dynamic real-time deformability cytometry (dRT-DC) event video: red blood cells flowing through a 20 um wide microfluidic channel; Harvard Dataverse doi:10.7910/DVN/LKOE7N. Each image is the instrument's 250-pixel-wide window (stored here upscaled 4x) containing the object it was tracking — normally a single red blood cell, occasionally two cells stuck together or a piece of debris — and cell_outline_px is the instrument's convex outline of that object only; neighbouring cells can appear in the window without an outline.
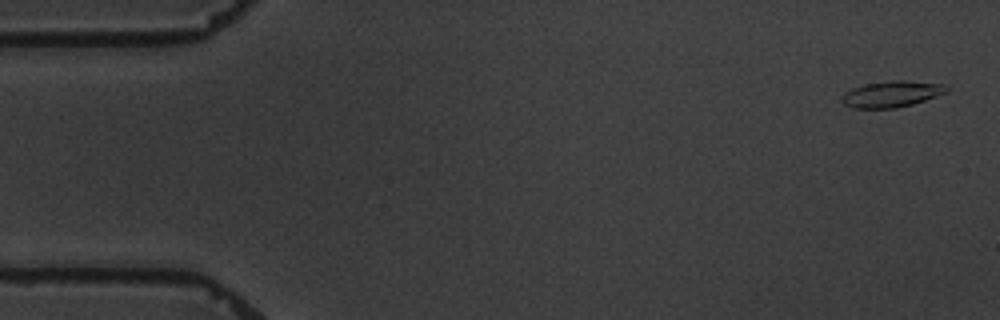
{"species": "common noctule bat (a hibernating species)", "species_latin": "Nyctalus noctula", "temperature_condition": "warm", "stored_images_in_passage": 8, "camera_frame_rate_fps": 3000, "um_per_image_px": 0.085, "animal": {"sex": "male", "body_mass_g": 19.5, "forearm_length_mm": 54.6}, "frame": {"image": 1, "passage_image": 1, "time_ms": 0.0, "image_size_px": [1000, 320], "cell_outline_px": [[948, 92], [912, 104], [896, 108], [852, 108], [844, 104], [840, 100], [840, 96], [844, 92], [852, 88], [864, 84], [892, 80], [900, 80], [944, 84], [948, 88]], "centroid_in_image_um": [75.74, 7.99], "position_along_channel_um": 9.3, "area_um2": 16.01}}
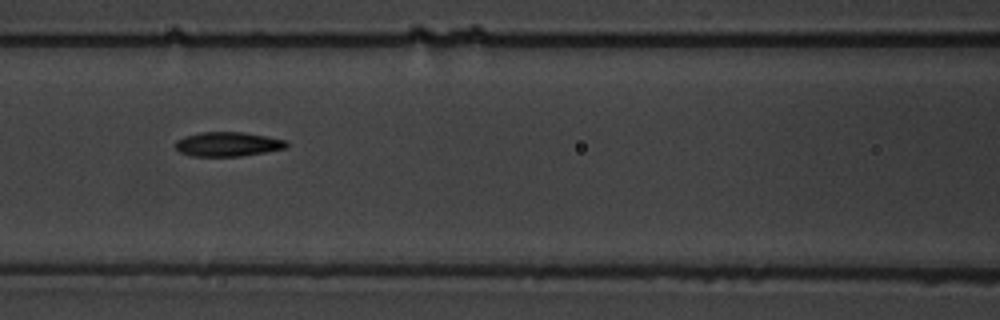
{"frame": {"image": 2, "passage_image": 7, "time_ms": 7.667, "image_size_px": [1000, 320], "cell_outline_px": [[288, 144], [284, 148], [264, 152], [240, 156], [192, 156], [180, 152], [176, 148], [176, 140], [184, 136], [200, 132], [240, 132], [264, 136], [284, 140]], "centroid_in_image_um": [19.3, 12.25], "position_along_channel_um": 147.3, "area_um2": 15.49}}
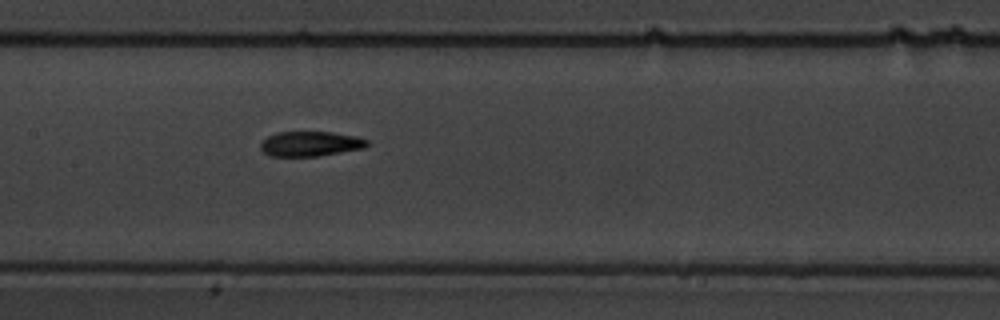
{"frame": {"image": 3, "passage_image": 8, "time_ms": 8.667, "image_size_px": [1000, 320], "cell_outline_px": [[368, 144], [364, 148], [316, 156], [268, 156], [260, 148], [260, 144], [268, 136], [276, 132], [332, 132], [356, 136], [368, 140]], "centroid_in_image_um": [26.36, 12.22], "position_along_channel_um": 181.0, "area_um2": 15.37}}